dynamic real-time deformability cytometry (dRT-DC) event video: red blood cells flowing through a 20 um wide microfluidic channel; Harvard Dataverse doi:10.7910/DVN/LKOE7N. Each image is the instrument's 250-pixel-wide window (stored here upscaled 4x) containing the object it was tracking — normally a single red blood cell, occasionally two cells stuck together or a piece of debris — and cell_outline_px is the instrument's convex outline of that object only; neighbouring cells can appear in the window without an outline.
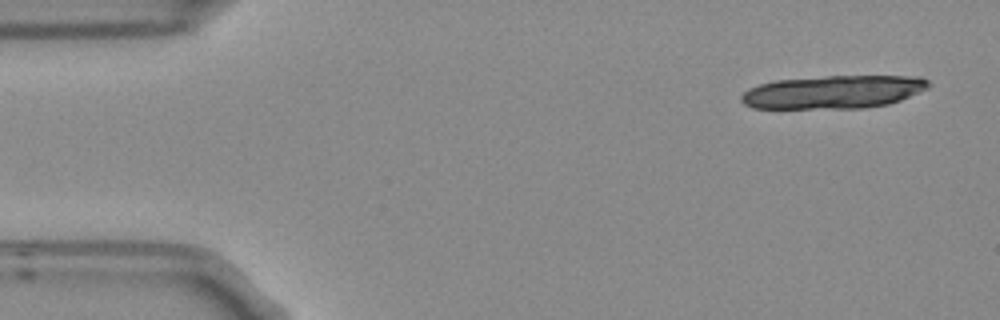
{"species": "Egyptian fruit bat (a non-hibernating species)", "species_latin": "Rousettus aegyptiacus", "temperature_condition": "room temperature", "stored_images_in_passage": 5, "camera_frame_rate_fps": 3000, "um_per_image_px": 0.085, "frame": {"image": 1, "passage_image": 1, "time_ms": 0.0, "image_size_px": [1000, 320], "cell_outline_px": [[932, 84], [928, 88], [900, 100], [888, 104], [864, 108], [752, 108], [744, 104], [740, 100], [740, 96], [748, 88], [760, 84], [776, 80], [828, 76], [920, 76], [928, 80]], "centroid_in_image_um": [70.84, 7.81], "position_along_channel_um": 14.2, "area_um2": 36.24}}